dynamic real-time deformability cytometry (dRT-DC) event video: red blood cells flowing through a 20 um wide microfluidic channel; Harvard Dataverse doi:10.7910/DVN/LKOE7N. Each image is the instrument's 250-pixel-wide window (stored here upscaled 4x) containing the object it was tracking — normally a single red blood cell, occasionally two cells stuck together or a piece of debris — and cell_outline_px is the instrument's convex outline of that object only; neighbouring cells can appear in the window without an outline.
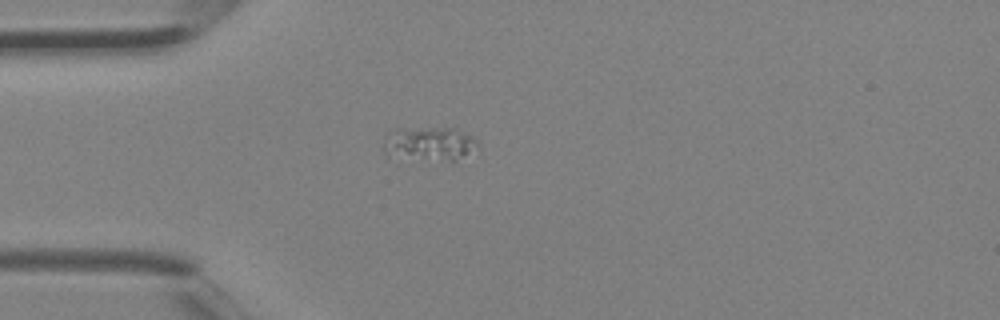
{"species": "Egyptian fruit bat (a non-hibernating species)", "species_latin": "Rousettus aegyptiacus", "temperature_condition": "room temperature", "stored_images_in_passage": 4, "camera_frame_rate_fps": 3000, "um_per_image_px": 0.085, "animal": {"sex": "female"}, "frame": {"image": 1, "passage_image": 4, "time_ms": 1.0, "image_size_px": [1000, 320], "cell_outline_px": [[476, 144], [456, 160], [448, 160], [388, 156], [384, 152], [384, 140], [392, 128], [456, 128], [476, 136]], "centroid_in_image_um": [36.43, 12.17], "position_along_channel_um": 48.6, "area_um2": 18.15}}